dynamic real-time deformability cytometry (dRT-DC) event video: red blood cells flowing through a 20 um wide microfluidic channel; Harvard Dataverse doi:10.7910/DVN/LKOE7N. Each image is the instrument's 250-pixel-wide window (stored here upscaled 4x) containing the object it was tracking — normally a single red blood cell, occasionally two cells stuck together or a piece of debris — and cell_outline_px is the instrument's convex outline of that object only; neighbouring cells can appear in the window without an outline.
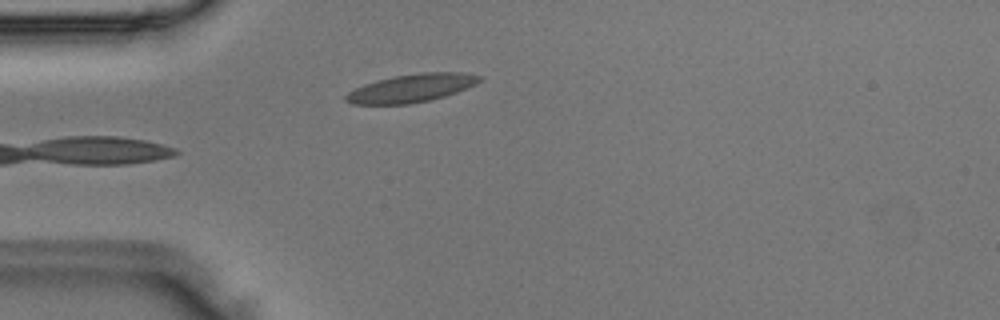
{"species": "Egyptian fruit bat (a non-hibernating species)", "species_latin": "Rousettus aegyptiacus", "temperature_condition": "room temperature", "stored_images_in_passage": 32, "camera_frame_rate_fps": 3000, "um_per_image_px": 0.085, "animal": {"sex": "male"}, "frame": {"image": 1, "passage_image": 1, "time_ms": 0.0, "image_size_px": [1000, 320], "cell_outline_px": [[480, 80], [476, 84], [456, 92], [444, 96], [428, 100], [408, 104], [352, 104], [344, 100], [344, 96], [348, 92], [364, 84], [376, 80], [396, 76], [420, 72], [464, 72], [480, 76]], "centroid_in_image_um": [34.95, 7.48], "position_along_channel_um": 50.1, "area_um2": 21.73}}
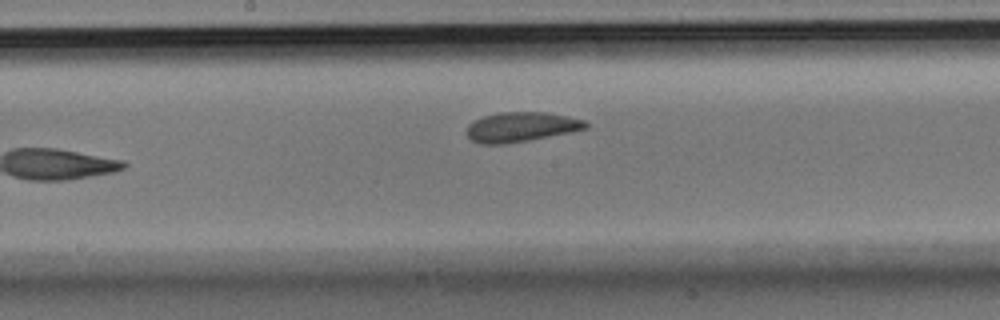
{"frame": {"image": 2, "passage_image": 13, "time_ms": 4.0, "image_size_px": [1000, 320], "cell_outline_px": [[588, 128], [572, 132], [528, 140], [504, 144], [480, 144], [472, 140], [468, 136], [468, 124], [484, 116], [500, 112], [544, 112], [568, 116], [584, 120], [588, 124]], "centroid_in_image_um": [44.32, 10.79], "position_along_channel_um": 203.9, "area_um2": 20.46}}
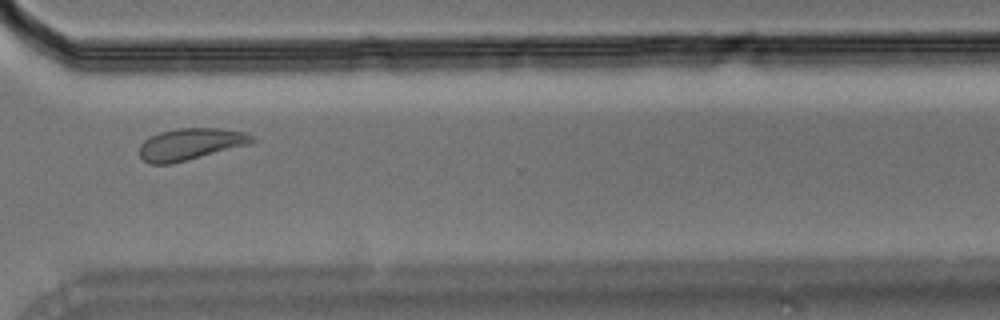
{"frame": {"image": 3, "passage_image": 24, "time_ms": 7.667, "image_size_px": [1000, 320], "cell_outline_px": [[256, 140], [252, 144], [168, 164], [148, 164], [140, 156], [140, 144], [148, 136], [160, 132], [176, 128], [220, 128], [248, 132]], "centroid_in_image_um": [16.21, 12.23], "position_along_channel_um": 354.4, "area_um2": 20.92}}